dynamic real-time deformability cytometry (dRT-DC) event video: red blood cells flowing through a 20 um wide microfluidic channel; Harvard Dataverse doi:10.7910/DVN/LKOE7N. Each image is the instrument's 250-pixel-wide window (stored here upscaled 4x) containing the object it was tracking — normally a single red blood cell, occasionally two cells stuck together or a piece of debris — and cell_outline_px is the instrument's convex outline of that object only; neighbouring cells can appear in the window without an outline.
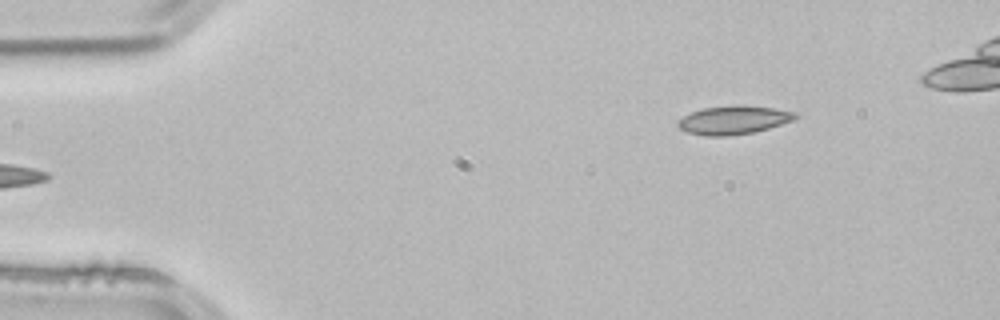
{"species": "common noctule bat (a hibernating species)", "species_latin": "Nyctalus noctula", "temperature_condition": "room temperature", "stored_images_in_passage": 3, "camera_frame_rate_fps": 3000, "um_per_image_px": 0.085, "animal": {"sex": "male", "body_mass_g": 21.5, "forearm_length_mm": 52.0}, "frame": {"image": 1, "passage_image": 3, "time_ms": 0.667, "image_size_px": [1000, 320], "cell_outline_px": [[800, 116], [792, 120], [768, 128], [752, 132], [724, 136], [708, 136], [684, 132], [676, 124], [684, 116], [692, 112], [704, 108], [736, 104], [740, 104], [772, 108], [796, 112]], "centroid_in_image_um": [62.34, 10.19], "position_along_channel_um": 22.7, "area_um2": 19.36}}